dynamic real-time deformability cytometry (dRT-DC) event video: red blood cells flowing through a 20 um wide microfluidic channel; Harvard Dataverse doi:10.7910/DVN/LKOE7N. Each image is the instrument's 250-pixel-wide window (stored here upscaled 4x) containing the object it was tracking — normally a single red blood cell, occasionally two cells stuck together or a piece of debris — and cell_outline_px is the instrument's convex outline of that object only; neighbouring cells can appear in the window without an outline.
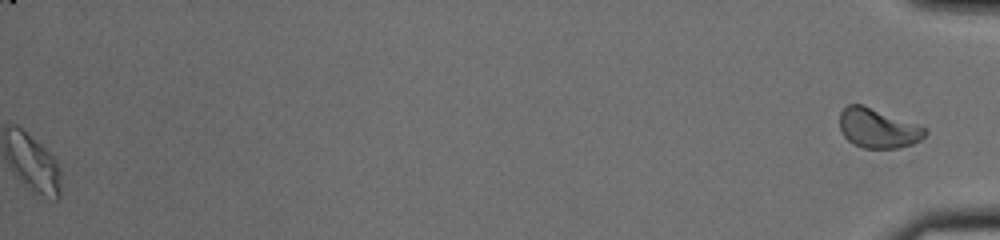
{"species": "common noctule bat (a hibernating species)", "species_latin": "Nyctalus noctula", "temperature_condition": "cold", "stored_images_in_passage": 48, "segment_of_instrument_passage": [2, 2], "camera_frame_rate_fps": 3000, "um_per_image_px": 0.085, "animal": {"sex": "male", "body_mass_g": 20.0, "forearm_length_mm": 53.3}, "frame": {"image": 1, "passage_image": 48, "time_ms": 15.667, "image_size_px": [1000, 240], "cell_outline_px": [[928, 132], [920, 140], [912, 144], [896, 148], [864, 148], [852, 144], [840, 132], [840, 112], [848, 104], [864, 104], [924, 128]], "centroid_in_image_um": [74.56, 10.9], "position_along_channel_um": 360.6, "area_um2": 19.48}}